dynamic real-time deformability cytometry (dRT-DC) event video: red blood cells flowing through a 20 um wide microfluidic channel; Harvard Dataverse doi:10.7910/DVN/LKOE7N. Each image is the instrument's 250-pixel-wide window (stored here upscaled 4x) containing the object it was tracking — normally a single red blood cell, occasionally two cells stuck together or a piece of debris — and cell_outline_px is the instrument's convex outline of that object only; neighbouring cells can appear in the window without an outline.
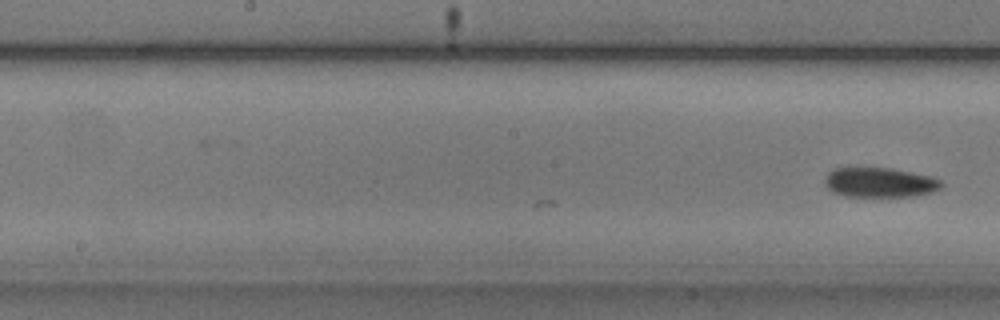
{"species": "common noctule bat (a hibernating species)", "species_latin": "Nyctalus noctula", "temperature_condition": "cold", "stored_images_in_passage": 11, "camera_frame_rate_fps": 3000, "um_per_image_px": 0.085, "animal": {"sex": "male", "body_mass_g": 20.5, "forearm_length_mm": 52.5}, "frame": {"image": 1, "passage_image": 11, "time_ms": 3.333, "image_size_px": [1000, 320], "cell_outline_px": [[944, 184], [940, 188], [932, 192], [912, 196], [844, 196], [832, 192], [824, 184], [824, 180], [828, 172], [832, 168], [892, 168], [932, 176], [940, 180]], "centroid_in_image_um": [74.76, 15.5], "position_along_channel_um": 173.4, "area_um2": 20.29}}